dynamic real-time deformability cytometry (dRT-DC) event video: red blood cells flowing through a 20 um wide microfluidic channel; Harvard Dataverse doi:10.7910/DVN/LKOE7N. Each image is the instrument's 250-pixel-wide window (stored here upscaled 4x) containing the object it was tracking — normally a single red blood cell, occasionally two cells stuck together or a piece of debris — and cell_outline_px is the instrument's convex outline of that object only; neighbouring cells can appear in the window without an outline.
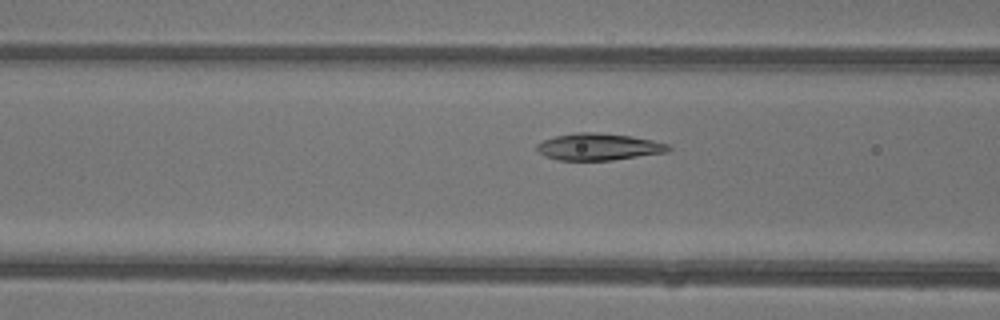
{"species": "common noctule bat (a hibernating species)", "species_latin": "Nyctalus noctula", "temperature_condition": "warm", "stored_images_in_passage": 36, "camera_frame_rate_fps": 3000, "um_per_image_px": 0.085, "animal": {"sex": "female"}, "frame": {"image": 1, "passage_image": 8, "time_ms": 2.333, "image_size_px": [1000, 320], "cell_outline_px": [[672, 148], [668, 152], [612, 160], [556, 160], [544, 156], [536, 148], [536, 144], [544, 140], [556, 136], [576, 132], [592, 132], [632, 136], [652, 140], [668, 144]], "centroid_in_image_um": [50.89, 12.48], "position_along_channel_um": 115.7, "area_um2": 20.58}}
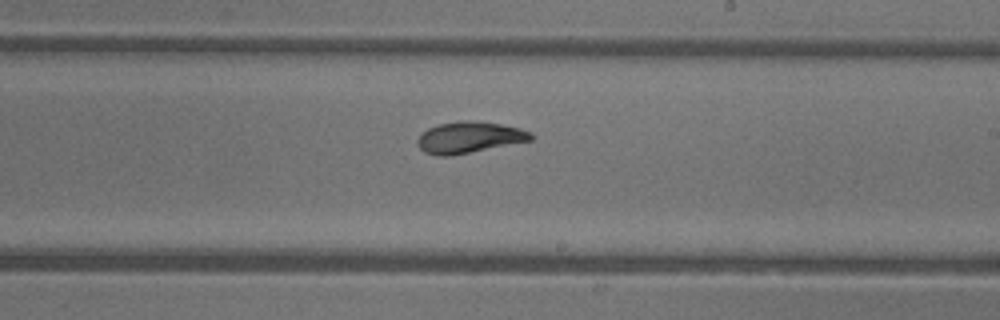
{"frame": {"image": 2, "passage_image": 17, "time_ms": 5.333, "image_size_px": [1000, 320], "cell_outline_px": [[536, 136], [532, 140], [448, 156], [436, 156], [424, 152], [416, 144], [416, 140], [428, 128], [440, 124], [464, 120], [472, 120], [500, 124], [520, 128], [532, 132]], "centroid_in_image_um": [39.9, 11.67], "position_along_channel_um": 249.1, "area_um2": 20.58}}
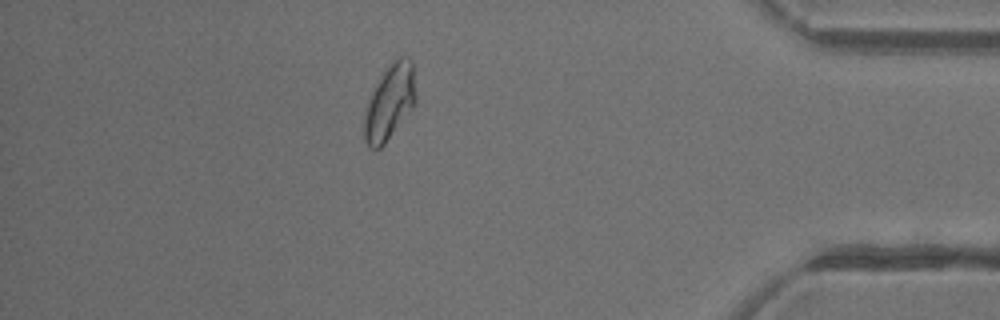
{"frame": {"image": 3, "passage_image": 30, "time_ms": 9.667, "image_size_px": [1000, 320], "cell_outline_px": [[416, 100], [412, 108], [384, 144], [380, 148], [368, 148], [364, 140], [364, 116], [368, 100], [380, 76], [388, 64], [392, 60], [400, 56], [408, 56], [412, 60], [416, 96]], "centroid_in_image_um": [33.12, 8.65], "position_along_channel_um": 402.1, "area_um2": 22.6}, "authors_computed_cell_mechanics": {"area_um2": 21.1548, "velocity_mm_per_s": 4.447, "shape_relaxation_time_tau1_ms": 5.2694, "shape_relaxation_time_tau2_ms": 1.5496, "deformation_change_tau1": 0.1817, "deformation_change_tau2": 0.0381}}